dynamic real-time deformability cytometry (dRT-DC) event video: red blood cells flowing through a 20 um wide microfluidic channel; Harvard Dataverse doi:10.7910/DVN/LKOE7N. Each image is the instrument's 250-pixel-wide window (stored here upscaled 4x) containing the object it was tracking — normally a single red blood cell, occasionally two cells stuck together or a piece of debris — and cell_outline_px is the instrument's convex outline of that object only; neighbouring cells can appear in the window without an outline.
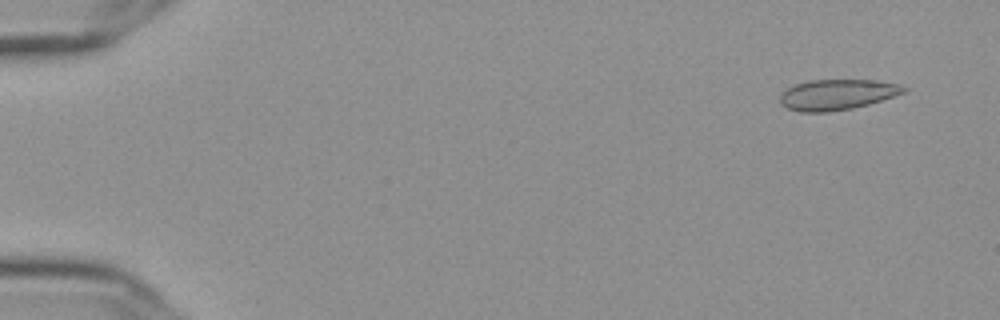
{"species": "Egyptian fruit bat (a non-hibernating species)", "species_latin": "Rousettus aegyptiacus", "temperature_condition": "cold", "stored_images_in_passage": 56, "camera_frame_rate_fps": 3000, "um_per_image_px": 0.085, "frame": {"image": 1, "passage_image": 4, "time_ms": 1.0, "image_size_px": [1000, 320], "cell_outline_px": [[908, 88], [904, 92], [868, 104], [852, 108], [828, 112], [800, 112], [788, 108], [780, 104], [780, 96], [788, 88], [796, 84], [808, 80], [876, 80], [900, 84]], "centroid_in_image_um": [71.14, 8.04], "position_along_channel_um": 13.9, "area_um2": 21.85}}
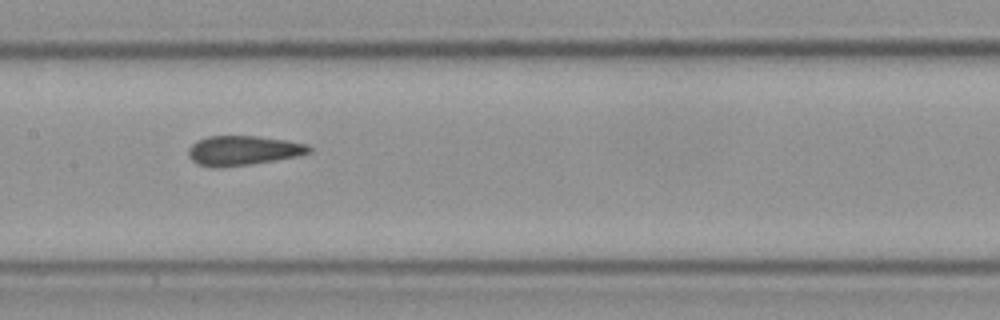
{"frame": {"image": 2, "passage_image": 29, "time_ms": 9.333, "image_size_px": [1000, 320], "cell_outline_px": [[312, 152], [300, 156], [252, 164], [200, 164], [192, 160], [188, 156], [188, 148], [196, 140], [208, 136], [256, 136], [288, 140], [308, 144], [312, 148]], "centroid_in_image_um": [20.76, 12.74], "position_along_channel_um": 186.6, "area_um2": 20.29}}
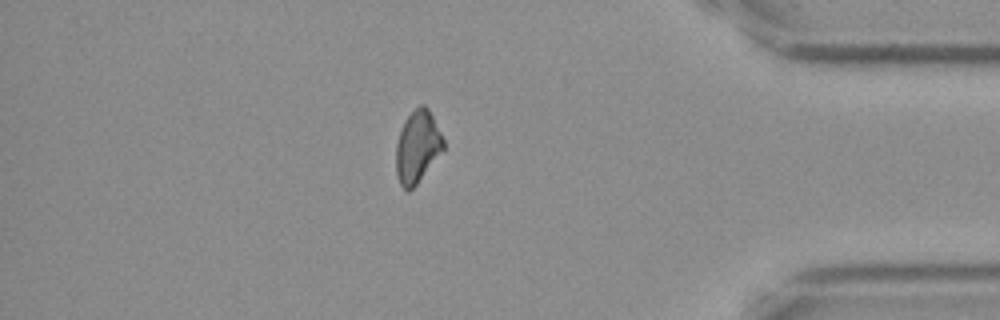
{"frame": {"image": 3, "passage_image": 49, "time_ms": 16.0, "image_size_px": [1000, 320], "cell_outline_px": [[444, 148], [416, 184], [408, 192], [400, 184], [396, 172], [396, 144], [404, 120], [420, 104], [424, 104], [428, 108], [444, 140]], "centroid_in_image_um": [35.46, 12.46], "position_along_channel_um": 399.7, "area_um2": 19.48}, "authors_computed_cell_mechanics": {"area_um2": 20.8658, "velocity_mm_per_s": 3.6438, "shape_relaxation_time_tau1_ms": null, "shape_relaxation_time_tau2_ms": 1.5751, "deformation_change_tau1": null, "deformation_change_tau2": 0.0428}}